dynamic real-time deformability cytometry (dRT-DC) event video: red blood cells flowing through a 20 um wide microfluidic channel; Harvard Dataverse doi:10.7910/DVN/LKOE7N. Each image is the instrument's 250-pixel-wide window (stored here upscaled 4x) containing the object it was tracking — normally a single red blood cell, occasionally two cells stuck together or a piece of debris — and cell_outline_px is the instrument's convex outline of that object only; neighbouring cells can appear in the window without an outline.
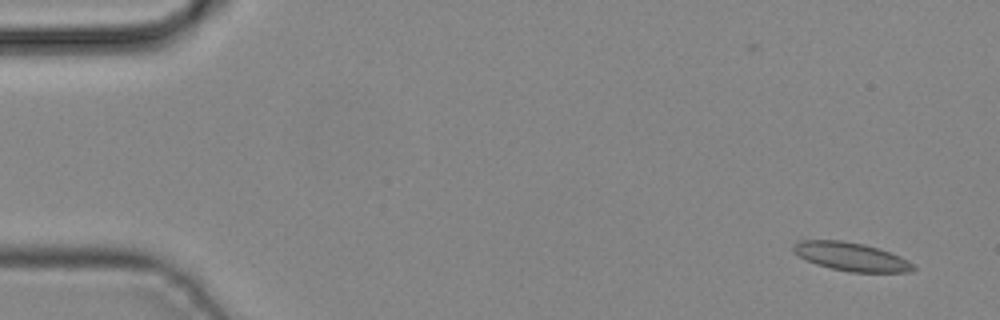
{"species": "common noctule bat (a hibernating species)", "species_latin": "Nyctalus noctula", "temperature_condition": "cold", "stored_images_in_passage": 44, "camera_frame_rate_fps": 3000, "um_per_image_px": 0.085, "animal": {"sex": "male", "body_mass_g": 19.2, "forearm_length_mm": 51.8}, "frame": {"image": 1, "passage_image": 2, "time_ms": 0.333, "image_size_px": [1000, 320], "cell_outline_px": [[916, 268], [908, 272], [848, 272], [816, 264], [804, 260], [792, 252], [792, 244], [800, 240], [840, 240], [864, 244], [880, 248], [900, 256], [916, 264]], "centroid_in_image_um": [72.33, 21.81], "position_along_channel_um": 12.7, "area_um2": 20.17}}
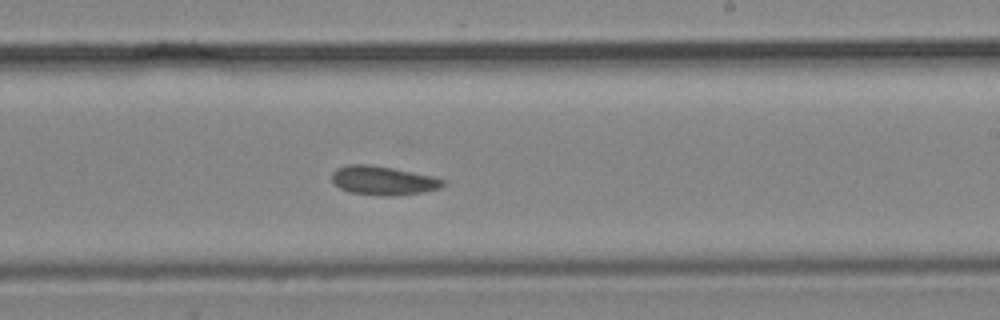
{"frame": {"image": 2, "passage_image": 26, "time_ms": 8.333, "image_size_px": [1000, 320], "cell_outline_px": [[444, 184], [440, 188], [424, 192], [388, 196], [352, 192], [340, 188], [332, 180], [332, 172], [336, 168], [348, 164], [368, 164], [392, 168], [432, 176], [444, 180]], "centroid_in_image_um": [32.55, 15.33], "position_along_channel_um": 256.5, "area_um2": 18.44}}
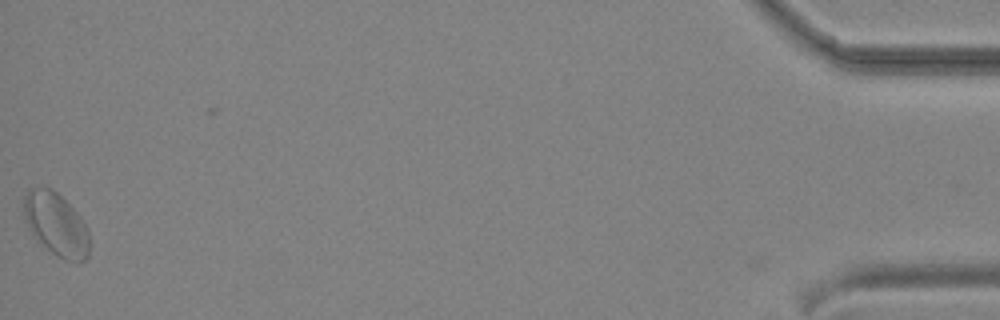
{"frame": {"image": 3, "passage_image": 44, "time_ms": 14.333, "image_size_px": [1000, 320], "cell_outline_px": [[88, 256], [80, 264], [76, 264], [64, 260], [56, 256], [28, 228], [24, 220], [24, 196], [28, 188], [52, 188], [80, 216], [88, 232]], "centroid_in_image_um": [4.77, 19.09], "position_along_channel_um": 430.4, "area_um2": 23.76}}